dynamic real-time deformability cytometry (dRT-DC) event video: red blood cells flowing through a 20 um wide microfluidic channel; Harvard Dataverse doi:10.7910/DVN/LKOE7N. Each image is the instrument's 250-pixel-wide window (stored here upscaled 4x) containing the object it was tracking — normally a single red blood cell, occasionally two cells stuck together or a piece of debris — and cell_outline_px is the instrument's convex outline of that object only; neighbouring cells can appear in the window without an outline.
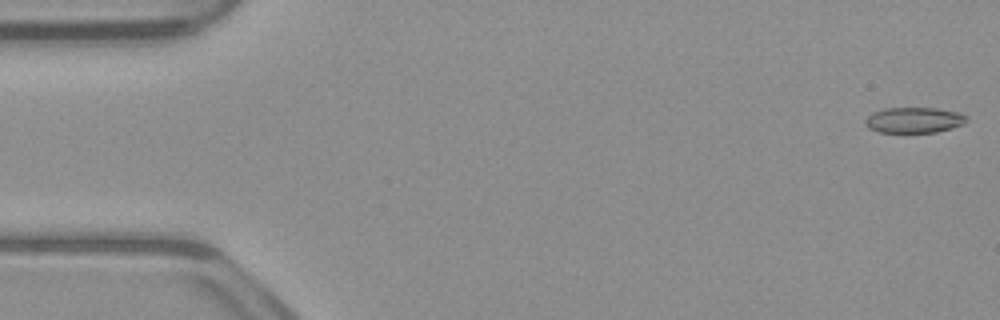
{"species": "common noctule bat (a hibernating species)", "species_latin": "Nyctalus noctula", "temperature_condition": "warm", "stored_images_in_passage": 52, "camera_frame_rate_fps": 3000, "um_per_image_px": 0.085, "animal": {"sex": "male", "body_mass_g": 23.1, "forearm_length_mm": 52.7}, "frame": {"image": 1, "passage_image": 1, "time_ms": 0.0, "image_size_px": [1000, 320], "cell_outline_px": [[968, 120], [964, 124], [952, 128], [936, 132], [880, 132], [868, 128], [864, 120], [872, 112], [884, 108], [936, 108], [960, 112], [968, 116]], "centroid_in_image_um": [77.72, 10.2], "position_along_channel_um": 7.3, "area_um2": 15.26}}
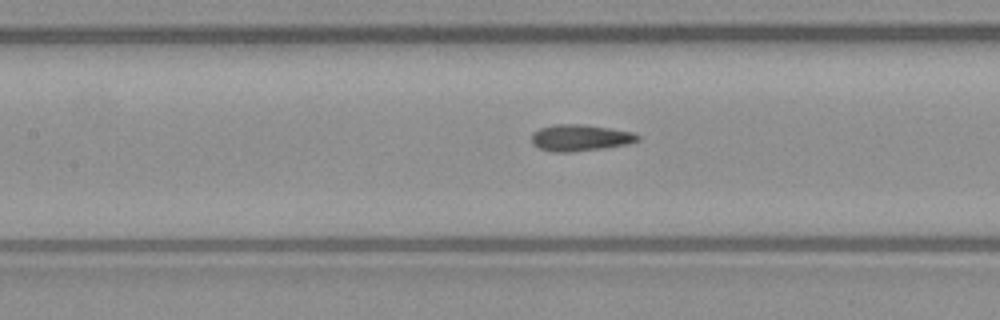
{"frame": {"image": 2, "passage_image": 23, "time_ms": 7.333, "image_size_px": [1000, 320], "cell_outline_px": [[640, 140], [628, 144], [572, 152], [552, 152], [540, 148], [532, 144], [532, 132], [540, 128], [552, 124], [584, 124], [632, 132], [640, 136]], "centroid_in_image_um": [49.29, 11.7], "position_along_channel_um": 158.1, "area_um2": 16.36}}
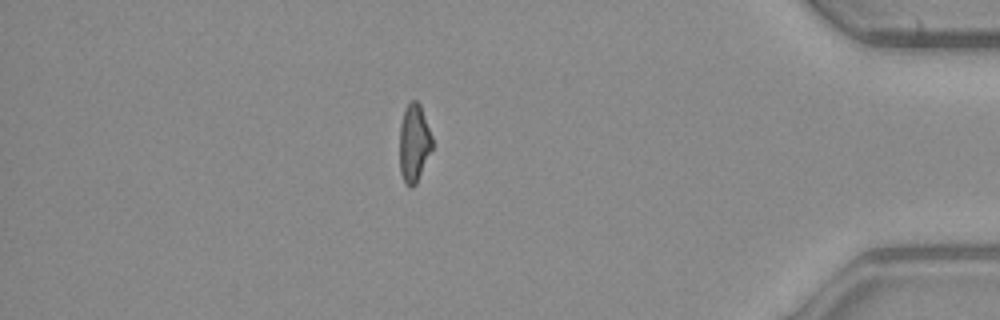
{"frame": {"image": 3, "passage_image": 45, "time_ms": 14.667, "image_size_px": [1000, 320], "cell_outline_px": [[432, 148], [416, 184], [412, 188], [408, 188], [400, 172], [400, 124], [404, 108], [412, 100], [416, 100], [420, 104], [432, 136]], "centroid_in_image_um": [35.18, 12.16], "position_along_channel_um": 400.0, "area_um2": 14.8}, "authors_computed_cell_mechanics": {"area_um2": 15.8372, "velocity_mm_per_s": 3.9155, "shape_relaxation_time_tau1_ms": null, "shape_relaxation_time_tau2_ms": 2.1458, "deformation_change_tau1": null, "deformation_change_tau2": 0.0888}}